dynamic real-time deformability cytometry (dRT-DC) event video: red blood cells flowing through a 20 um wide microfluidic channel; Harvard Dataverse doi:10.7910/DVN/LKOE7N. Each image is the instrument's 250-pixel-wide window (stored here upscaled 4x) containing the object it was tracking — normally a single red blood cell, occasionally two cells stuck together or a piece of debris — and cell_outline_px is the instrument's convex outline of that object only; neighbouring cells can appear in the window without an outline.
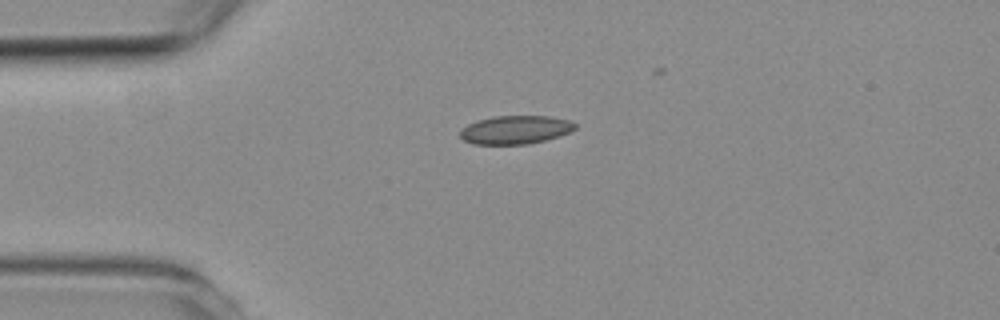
{"species": "common noctule bat (a hibernating species)", "species_latin": "Nyctalus noctula", "temperature_condition": "room temperature", "stored_images_in_passage": 3, "camera_frame_rate_fps": 3000, "um_per_image_px": 0.085, "animal": {"sex": "female", "body_mass_g": 19.3, "forearm_length_mm": 54.1}, "frame": {"image": 1, "passage_image": 1, "time_ms": 0.0, "image_size_px": [1000, 320], "cell_outline_px": [[576, 128], [560, 136], [528, 144], [472, 144], [464, 140], [460, 136], [460, 132], [468, 124], [480, 120], [496, 116], [548, 116], [568, 120], [576, 124]], "centroid_in_image_um": [43.82, 11.04], "position_along_channel_um": 41.2, "area_um2": 18.79}}
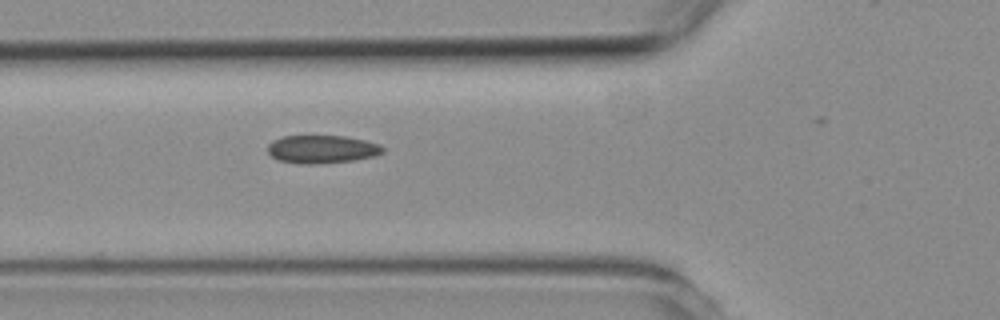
{"frame": {"image": 2, "passage_image": 3, "time_ms": 2.0, "image_size_px": [1000, 320], "cell_outline_px": [[384, 152], [376, 156], [356, 160], [320, 164], [300, 164], [276, 160], [268, 152], [268, 144], [272, 140], [284, 136], [344, 136], [364, 140], [380, 144], [384, 148]], "centroid_in_image_um": [27.37, 12.7], "position_along_channel_um": 98.4, "area_um2": 19.07}}